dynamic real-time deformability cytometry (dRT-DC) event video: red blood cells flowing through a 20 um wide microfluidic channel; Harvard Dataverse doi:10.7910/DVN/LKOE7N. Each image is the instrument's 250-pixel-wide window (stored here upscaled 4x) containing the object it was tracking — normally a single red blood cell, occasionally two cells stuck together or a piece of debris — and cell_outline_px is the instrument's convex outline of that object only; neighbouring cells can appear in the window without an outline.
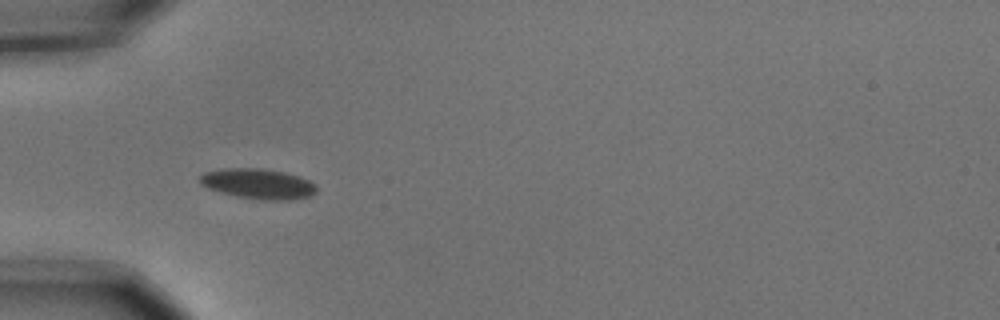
{"species": "common noctule bat (a hibernating species)", "species_latin": "Nyctalus noctula", "temperature_condition": "cold", "stored_images_in_passage": 6, "camera_frame_rate_fps": 3000, "um_per_image_px": 0.085, "animal": {"sex": "male", "body_mass_g": 15.6}, "frame": {"image": 1, "passage_image": 5, "time_ms": 1.333, "image_size_px": [1000, 320], "cell_outline_px": [[316, 192], [312, 196], [288, 200], [260, 200], [236, 196], [220, 192], [208, 188], [200, 184], [200, 176], [204, 172], [224, 168], [260, 168], [284, 172], [300, 176], [316, 184]], "centroid_in_image_um": [21.95, 15.62], "position_along_channel_um": 63.0, "area_um2": 20.69}}
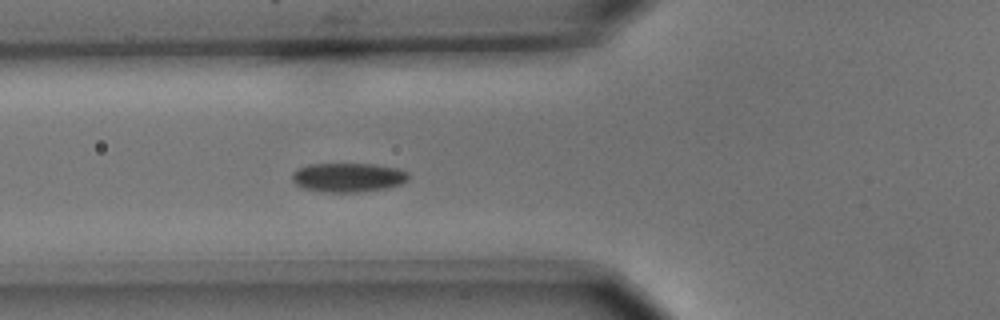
{"frame": {"image": 2, "passage_image": 6, "time_ms": 1.667, "image_size_px": [1000, 320], "cell_outline_px": [[408, 180], [400, 184], [384, 188], [356, 192], [324, 192], [304, 188], [296, 184], [292, 180], [292, 172], [296, 168], [308, 164], [376, 164], [400, 168], [408, 172]], "centroid_in_image_um": [29.57, 15.06], "position_along_channel_um": 96.2, "area_um2": 19.83}}